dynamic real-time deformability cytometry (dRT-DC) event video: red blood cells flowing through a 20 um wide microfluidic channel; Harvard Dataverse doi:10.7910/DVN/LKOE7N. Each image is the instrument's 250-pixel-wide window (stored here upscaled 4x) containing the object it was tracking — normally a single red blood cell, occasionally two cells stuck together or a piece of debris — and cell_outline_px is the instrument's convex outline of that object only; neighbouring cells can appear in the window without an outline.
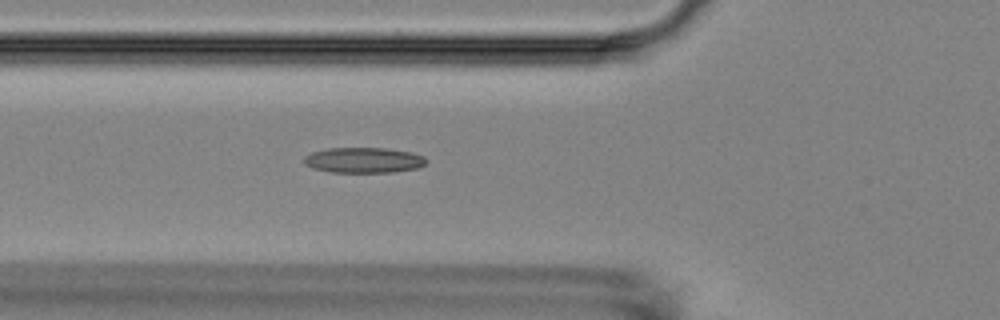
{"species": "Egyptian fruit bat (a non-hibernating species)", "species_latin": "Rousettus aegyptiacus", "temperature_condition": "room temperature", "stored_images_in_passage": 6, "camera_frame_rate_fps": 3000, "um_per_image_px": 0.085, "animal": {"sex": "female"}, "frame": {"image": 1, "passage_image": 6, "time_ms": 6.0, "image_size_px": [1000, 320], "cell_outline_px": [[428, 160], [424, 164], [416, 168], [392, 172], [328, 172], [312, 168], [304, 164], [304, 156], [312, 152], [328, 148], [384, 148], [408, 152], [424, 156]], "centroid_in_image_um": [30.86, 13.61], "position_along_channel_um": 94.9, "area_um2": 18.03}}